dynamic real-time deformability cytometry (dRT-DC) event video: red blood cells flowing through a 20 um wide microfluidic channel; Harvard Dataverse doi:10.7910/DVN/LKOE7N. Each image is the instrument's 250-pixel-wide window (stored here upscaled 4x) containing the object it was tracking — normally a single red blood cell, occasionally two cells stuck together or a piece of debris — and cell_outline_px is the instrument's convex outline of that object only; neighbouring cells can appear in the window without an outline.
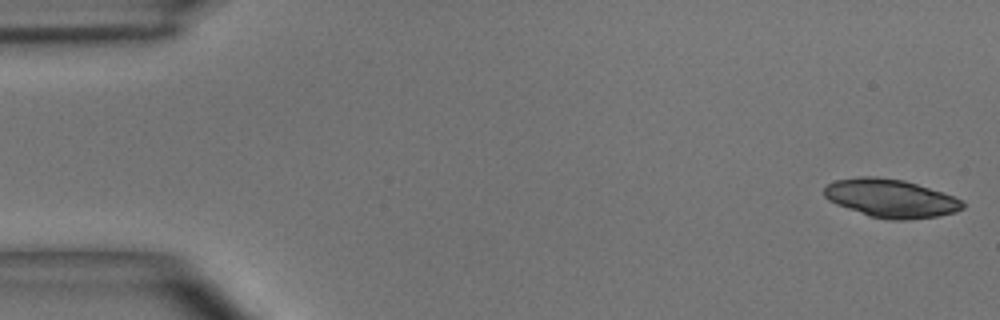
{"species": "common noctule bat (a hibernating species)", "species_latin": "Nyctalus noctula", "temperature_condition": "room temperature", "stored_images_in_passage": 43, "camera_frame_rate_fps": 3000, "um_per_image_px": 0.085, "animal": {"sex": "male", "body_mass_g": 15.6}, "frame": {"image": 1, "passage_image": 1, "time_ms": 0.0, "image_size_px": [1000, 320], "cell_outline_px": [[964, 208], [956, 212], [936, 216], [908, 220], [888, 220], [868, 216], [836, 204], [828, 200], [824, 196], [824, 188], [828, 184], [836, 180], [860, 176], [876, 176], [904, 180], [964, 200]], "centroid_in_image_um": [75.7, 16.86], "position_along_channel_um": 9.3, "area_um2": 30.92}}